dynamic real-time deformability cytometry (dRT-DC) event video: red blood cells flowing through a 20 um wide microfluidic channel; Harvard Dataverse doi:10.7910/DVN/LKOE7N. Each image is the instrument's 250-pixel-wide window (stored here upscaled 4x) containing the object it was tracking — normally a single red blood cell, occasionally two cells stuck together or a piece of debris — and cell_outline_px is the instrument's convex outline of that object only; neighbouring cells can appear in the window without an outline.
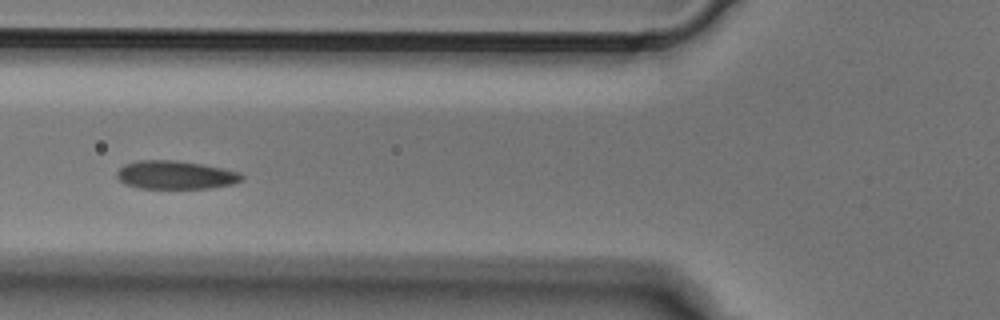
{"species": "Egyptian fruit bat (a non-hibernating species)", "species_latin": "Rousettus aegyptiacus", "temperature_condition": "cold", "stored_images_in_passage": 4, "camera_frame_rate_fps": 3000, "um_per_image_px": 0.085, "animal": {"sex": "male"}, "frame": {"image": 1, "passage_image": 4, "time_ms": 1.0, "image_size_px": [1000, 320], "cell_outline_px": [[244, 180], [232, 184], [212, 188], [140, 188], [124, 184], [116, 180], [116, 172], [124, 164], [140, 160], [176, 160], [200, 164], [240, 172], [244, 176]], "centroid_in_image_um": [14.89, 14.88], "position_along_channel_um": 110.9, "area_um2": 20.75}}